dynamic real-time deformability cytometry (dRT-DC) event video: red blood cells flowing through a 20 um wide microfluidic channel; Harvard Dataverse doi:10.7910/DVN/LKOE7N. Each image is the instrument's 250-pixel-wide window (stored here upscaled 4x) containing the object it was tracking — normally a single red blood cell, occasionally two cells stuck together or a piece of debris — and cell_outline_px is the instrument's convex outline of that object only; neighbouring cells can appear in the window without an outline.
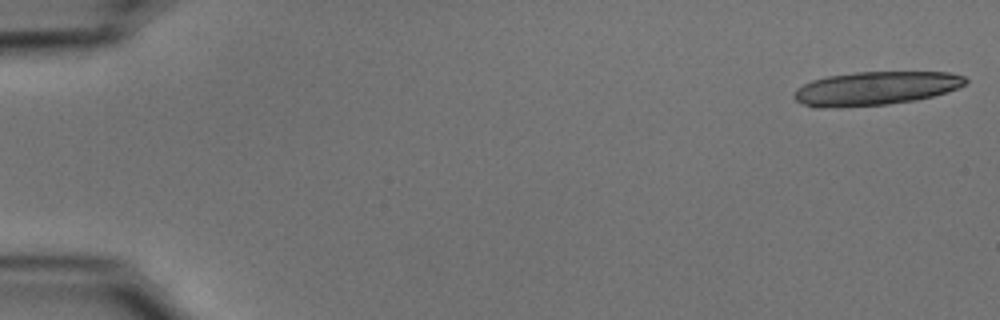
{"species": "common noctule bat (a hibernating species)", "species_latin": "Nyctalus noctula", "temperature_condition": "cold", "stored_images_in_passage": 17, "camera_frame_rate_fps": 3000, "um_per_image_px": 0.085, "animal": {"sex": "male", "body_mass_g": 15.6}, "frame": {"image": 1, "passage_image": 1, "time_ms": 0.0, "image_size_px": [1000, 320], "cell_outline_px": [[968, 80], [964, 84], [956, 88], [932, 96], [916, 100], [888, 104], [820, 108], [812, 108], [796, 100], [792, 96], [792, 92], [796, 88], [812, 80], [828, 76], [856, 72], [948, 72], [964, 76]], "centroid_in_image_um": [74.36, 7.51], "position_along_channel_um": 10.6, "area_um2": 33.47}}